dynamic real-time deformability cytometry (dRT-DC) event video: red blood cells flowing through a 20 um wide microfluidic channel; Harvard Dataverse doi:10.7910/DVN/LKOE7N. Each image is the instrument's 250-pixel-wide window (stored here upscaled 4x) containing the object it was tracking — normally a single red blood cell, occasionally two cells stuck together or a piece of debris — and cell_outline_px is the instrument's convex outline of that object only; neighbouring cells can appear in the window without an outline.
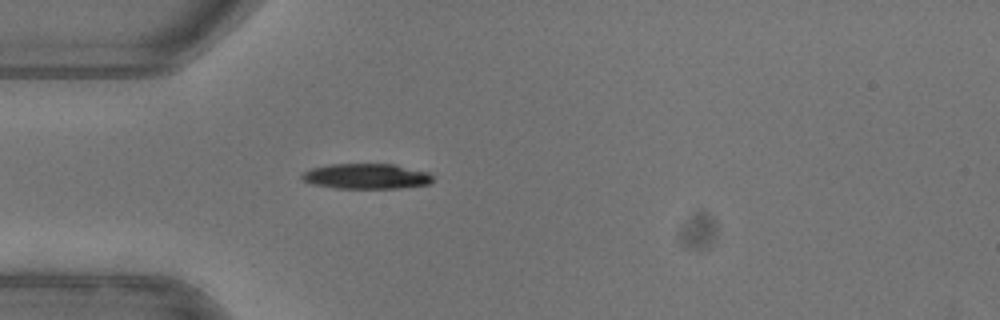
{"species": "common noctule bat (a hibernating species)", "species_latin": "Nyctalus noctula", "temperature_condition": "warm", "stored_images_in_passage": 24, "camera_frame_rate_fps": 3000, "um_per_image_px": 0.085, "animal": {"sex": "female"}, "frame": {"image": 1, "passage_image": 1, "time_ms": 0.0, "image_size_px": [1000, 320], "cell_outline_px": [[432, 184], [400, 188], [336, 188], [312, 184], [304, 180], [300, 176], [304, 172], [312, 168], [328, 164], [396, 164], [428, 172], [432, 176]], "centroid_in_image_um": [31.17, 14.98], "position_along_channel_um": 53.8, "area_um2": 19.36}}